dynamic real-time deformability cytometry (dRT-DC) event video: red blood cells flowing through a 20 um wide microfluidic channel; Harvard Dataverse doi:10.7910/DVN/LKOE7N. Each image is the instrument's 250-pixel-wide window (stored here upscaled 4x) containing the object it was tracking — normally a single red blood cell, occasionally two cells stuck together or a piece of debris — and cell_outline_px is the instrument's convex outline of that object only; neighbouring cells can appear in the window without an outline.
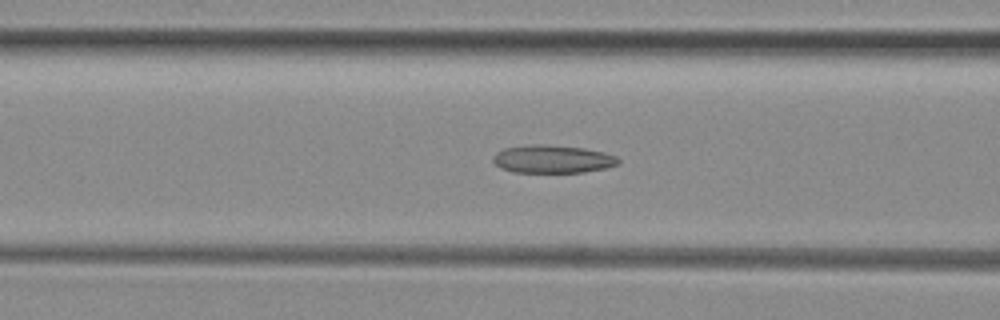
{"species": "common noctule bat (a hibernating species)", "species_latin": "Nyctalus noctula", "temperature_condition": "room temperature", "stored_images_in_passage": 42, "camera_frame_rate_fps": 3000, "um_per_image_px": 0.085, "animal": {"sex": "female", "body_mass_g": 29.2, "forearm_length_mm": 56.3}, "frame": {"image": 1, "passage_image": 14, "time_ms": 4.333, "image_size_px": [1000, 320], "cell_outline_px": [[620, 164], [604, 168], [584, 172], [512, 172], [500, 168], [492, 160], [492, 156], [496, 152], [504, 148], [532, 144], [540, 144], [584, 148], [604, 152], [616, 156], [620, 160]], "centroid_in_image_um": [46.95, 13.52], "position_along_channel_um": 119.6, "area_um2": 20.46}}
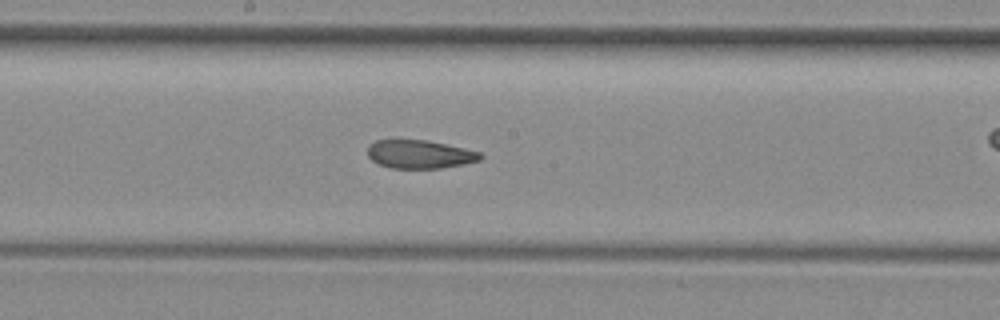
{"frame": {"image": 2, "passage_image": 21, "time_ms": 6.667, "image_size_px": [1000, 320], "cell_outline_px": [[484, 156], [480, 160], [464, 164], [440, 168], [392, 168], [380, 164], [372, 160], [368, 156], [368, 148], [376, 140], [428, 140], [464, 148], [480, 152]], "centroid_in_image_um": [35.71, 13.11], "position_along_channel_um": 212.5, "area_um2": 18.5}}
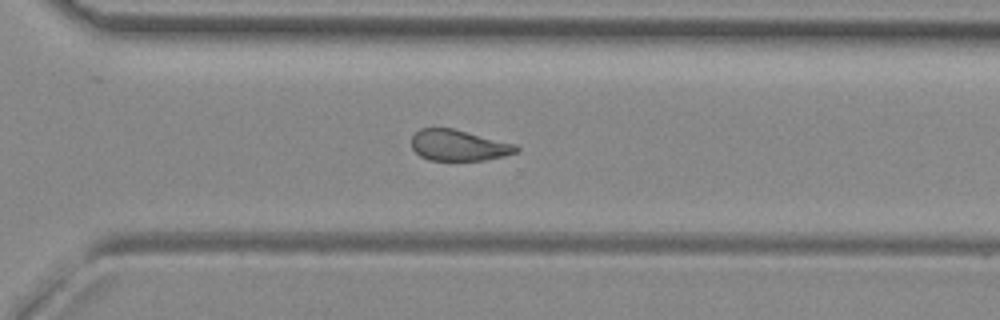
{"frame": {"image": 3, "passage_image": 30, "time_ms": 9.667, "image_size_px": [1000, 320], "cell_outline_px": [[520, 148], [516, 152], [504, 156], [484, 160], [428, 160], [420, 156], [412, 148], [412, 136], [420, 128], [452, 128], [516, 144]], "centroid_in_image_um": [38.98, 12.35], "position_along_channel_um": 331.6, "area_um2": 18.84}, "authors_computed_cell_mechanics": {"area_um2": 19.8254, "velocity_mm_per_s": 3.9846, "shape_relaxation_time_tau1_ms": null, "shape_relaxation_time_tau2_ms": 2.7089, "deformation_change_tau1": null, "deformation_change_tau2": 0.1067}}